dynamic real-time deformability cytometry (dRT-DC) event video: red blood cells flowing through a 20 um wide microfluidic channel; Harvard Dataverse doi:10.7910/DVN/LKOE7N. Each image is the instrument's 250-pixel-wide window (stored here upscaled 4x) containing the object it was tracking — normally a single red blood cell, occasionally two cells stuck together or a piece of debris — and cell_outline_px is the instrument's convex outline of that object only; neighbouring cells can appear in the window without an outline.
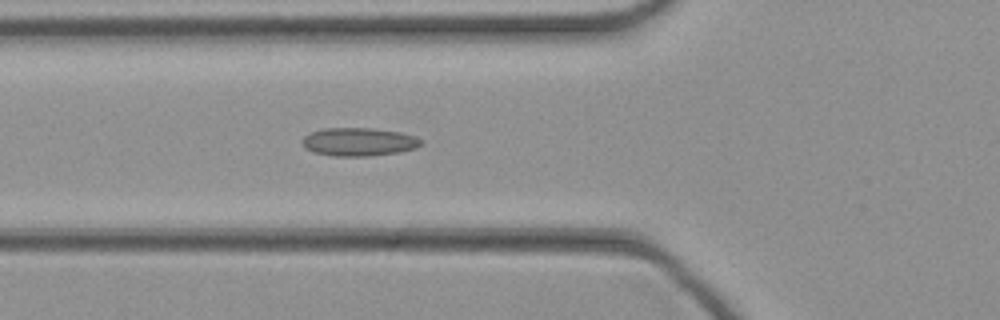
{"species": "common noctule bat (a hibernating species)", "species_latin": "Nyctalus noctula", "temperature_condition": "cold", "stored_images_in_passage": 12, "camera_frame_rate_fps": 3000, "um_per_image_px": 0.085, "animal": {"sex": "female", "body_mass_g": 21.9}, "frame": {"image": 1, "passage_image": 6, "time_ms": 1.667, "image_size_px": [1000, 320], "cell_outline_px": [[420, 144], [416, 148], [400, 152], [368, 156], [332, 156], [312, 152], [304, 148], [300, 140], [304, 136], [312, 132], [324, 128], [372, 128], [400, 132], [416, 136], [420, 140]], "centroid_in_image_um": [30.45, 12.06], "position_along_channel_um": 95.3, "area_um2": 19.65}}
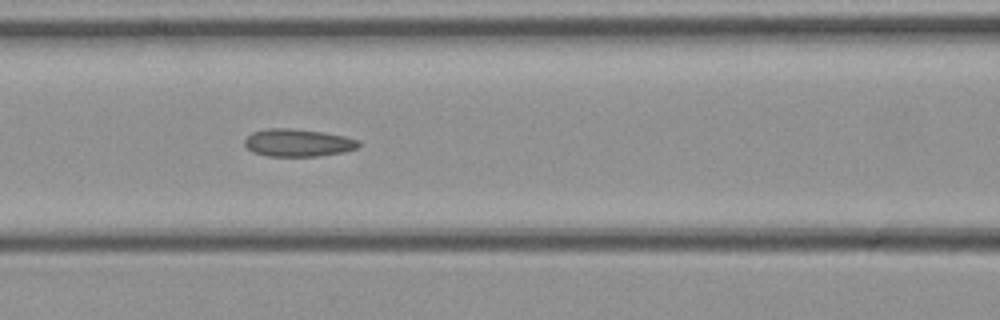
{"frame": {"image": 2, "passage_image": 9, "time_ms": 2.667, "image_size_px": [1000, 320], "cell_outline_px": [[360, 144], [356, 148], [344, 152], [320, 156], [268, 156], [252, 152], [244, 144], [244, 140], [252, 132], [268, 128], [292, 128], [324, 132], [344, 136], [360, 140]], "centroid_in_image_um": [25.33, 12.13], "position_along_channel_um": 141.3, "area_um2": 18.44}}